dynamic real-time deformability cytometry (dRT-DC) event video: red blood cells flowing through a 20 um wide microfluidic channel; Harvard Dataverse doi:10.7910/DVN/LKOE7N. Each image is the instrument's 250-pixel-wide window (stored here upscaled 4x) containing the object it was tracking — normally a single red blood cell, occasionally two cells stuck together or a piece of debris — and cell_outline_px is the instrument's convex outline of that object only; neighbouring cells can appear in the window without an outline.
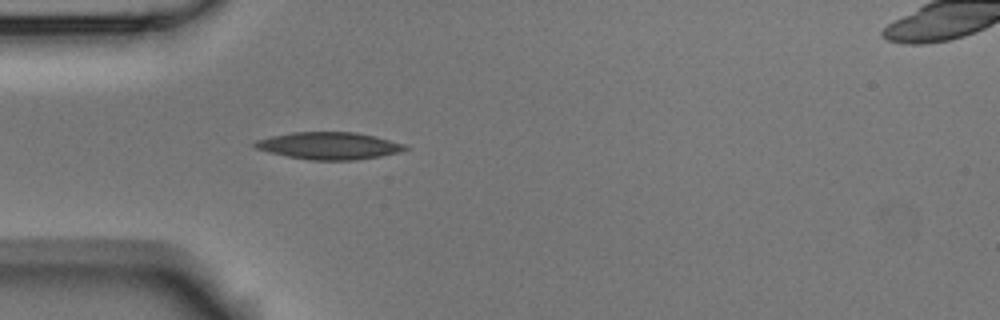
{"species": "Egyptian fruit bat (a non-hibernating species)", "species_latin": "Rousettus aegyptiacus", "temperature_condition": "room temperature", "stored_images_in_passage": 4, "camera_frame_rate_fps": 3000, "um_per_image_px": 0.085, "animal": {"sex": "male"}, "frame": {"image": 1, "passage_image": 4, "time_ms": 1.0, "image_size_px": [1000, 320], "cell_outline_px": [[408, 148], [400, 152], [380, 156], [356, 160], [308, 160], [268, 152], [256, 148], [252, 144], [256, 140], [272, 136], [292, 132], [356, 132], [404, 144]], "centroid_in_image_um": [27.93, 12.39], "position_along_channel_um": 57.1, "area_um2": 23.58}}